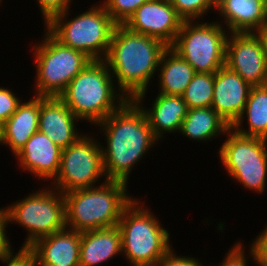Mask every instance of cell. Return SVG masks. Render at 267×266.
Returning <instances> with one entry per match:
<instances>
[{
	"label": "cell",
	"instance_id": "cell-14",
	"mask_svg": "<svg viewBox=\"0 0 267 266\" xmlns=\"http://www.w3.org/2000/svg\"><path fill=\"white\" fill-rule=\"evenodd\" d=\"M80 121L59 97H40L39 129L59 148L66 149L85 133L78 132Z\"/></svg>",
	"mask_w": 267,
	"mask_h": 266
},
{
	"label": "cell",
	"instance_id": "cell-27",
	"mask_svg": "<svg viewBox=\"0 0 267 266\" xmlns=\"http://www.w3.org/2000/svg\"><path fill=\"white\" fill-rule=\"evenodd\" d=\"M149 0H104L106 11L117 25H124L136 9Z\"/></svg>",
	"mask_w": 267,
	"mask_h": 266
},
{
	"label": "cell",
	"instance_id": "cell-31",
	"mask_svg": "<svg viewBox=\"0 0 267 266\" xmlns=\"http://www.w3.org/2000/svg\"><path fill=\"white\" fill-rule=\"evenodd\" d=\"M40 13L42 14L43 24L54 15L70 9L72 0H36Z\"/></svg>",
	"mask_w": 267,
	"mask_h": 266
},
{
	"label": "cell",
	"instance_id": "cell-6",
	"mask_svg": "<svg viewBox=\"0 0 267 266\" xmlns=\"http://www.w3.org/2000/svg\"><path fill=\"white\" fill-rule=\"evenodd\" d=\"M90 7L70 19L71 9L60 12L51 17L44 27L63 45L84 52L92 60H104L117 24L102 3Z\"/></svg>",
	"mask_w": 267,
	"mask_h": 266
},
{
	"label": "cell",
	"instance_id": "cell-23",
	"mask_svg": "<svg viewBox=\"0 0 267 266\" xmlns=\"http://www.w3.org/2000/svg\"><path fill=\"white\" fill-rule=\"evenodd\" d=\"M196 74L195 69L171 47L162 55L158 68V93L181 96Z\"/></svg>",
	"mask_w": 267,
	"mask_h": 266
},
{
	"label": "cell",
	"instance_id": "cell-15",
	"mask_svg": "<svg viewBox=\"0 0 267 266\" xmlns=\"http://www.w3.org/2000/svg\"><path fill=\"white\" fill-rule=\"evenodd\" d=\"M251 87L240 75L225 65L214 73L211 107L230 127L245 109Z\"/></svg>",
	"mask_w": 267,
	"mask_h": 266
},
{
	"label": "cell",
	"instance_id": "cell-22",
	"mask_svg": "<svg viewBox=\"0 0 267 266\" xmlns=\"http://www.w3.org/2000/svg\"><path fill=\"white\" fill-rule=\"evenodd\" d=\"M231 127L212 107L188 109L179 133L201 143L213 141L224 135Z\"/></svg>",
	"mask_w": 267,
	"mask_h": 266
},
{
	"label": "cell",
	"instance_id": "cell-16",
	"mask_svg": "<svg viewBox=\"0 0 267 266\" xmlns=\"http://www.w3.org/2000/svg\"><path fill=\"white\" fill-rule=\"evenodd\" d=\"M81 232L65 227L36 240L27 249L37 266H80Z\"/></svg>",
	"mask_w": 267,
	"mask_h": 266
},
{
	"label": "cell",
	"instance_id": "cell-33",
	"mask_svg": "<svg viewBox=\"0 0 267 266\" xmlns=\"http://www.w3.org/2000/svg\"><path fill=\"white\" fill-rule=\"evenodd\" d=\"M251 245L255 248L258 258V266H267V225Z\"/></svg>",
	"mask_w": 267,
	"mask_h": 266
},
{
	"label": "cell",
	"instance_id": "cell-32",
	"mask_svg": "<svg viewBox=\"0 0 267 266\" xmlns=\"http://www.w3.org/2000/svg\"><path fill=\"white\" fill-rule=\"evenodd\" d=\"M199 258L177 255L173 247L157 262L156 266H204Z\"/></svg>",
	"mask_w": 267,
	"mask_h": 266
},
{
	"label": "cell",
	"instance_id": "cell-36",
	"mask_svg": "<svg viewBox=\"0 0 267 266\" xmlns=\"http://www.w3.org/2000/svg\"><path fill=\"white\" fill-rule=\"evenodd\" d=\"M265 6L267 7V0H263Z\"/></svg>",
	"mask_w": 267,
	"mask_h": 266
},
{
	"label": "cell",
	"instance_id": "cell-30",
	"mask_svg": "<svg viewBox=\"0 0 267 266\" xmlns=\"http://www.w3.org/2000/svg\"><path fill=\"white\" fill-rule=\"evenodd\" d=\"M0 262L5 266H37L34 255L27 248H20L15 253L10 247L6 252L0 254Z\"/></svg>",
	"mask_w": 267,
	"mask_h": 266
},
{
	"label": "cell",
	"instance_id": "cell-4",
	"mask_svg": "<svg viewBox=\"0 0 267 266\" xmlns=\"http://www.w3.org/2000/svg\"><path fill=\"white\" fill-rule=\"evenodd\" d=\"M127 185L107 180L64 193L66 227L84 232L117 226L123 210L134 199Z\"/></svg>",
	"mask_w": 267,
	"mask_h": 266
},
{
	"label": "cell",
	"instance_id": "cell-11",
	"mask_svg": "<svg viewBox=\"0 0 267 266\" xmlns=\"http://www.w3.org/2000/svg\"><path fill=\"white\" fill-rule=\"evenodd\" d=\"M97 140L93 134H85L77 142L62 150L60 168L51 187L64 194L77 189L95 187L100 183L101 177L103 182L108 180L103 167L101 147L103 143Z\"/></svg>",
	"mask_w": 267,
	"mask_h": 266
},
{
	"label": "cell",
	"instance_id": "cell-17",
	"mask_svg": "<svg viewBox=\"0 0 267 266\" xmlns=\"http://www.w3.org/2000/svg\"><path fill=\"white\" fill-rule=\"evenodd\" d=\"M62 149L50 140L47 135L36 132L26 145L15 155L19 169L26 170L38 180L44 182L55 179L60 168ZM48 179V180H47Z\"/></svg>",
	"mask_w": 267,
	"mask_h": 266
},
{
	"label": "cell",
	"instance_id": "cell-21",
	"mask_svg": "<svg viewBox=\"0 0 267 266\" xmlns=\"http://www.w3.org/2000/svg\"><path fill=\"white\" fill-rule=\"evenodd\" d=\"M80 266H99L122 255L118 226L81 232Z\"/></svg>",
	"mask_w": 267,
	"mask_h": 266
},
{
	"label": "cell",
	"instance_id": "cell-7",
	"mask_svg": "<svg viewBox=\"0 0 267 266\" xmlns=\"http://www.w3.org/2000/svg\"><path fill=\"white\" fill-rule=\"evenodd\" d=\"M43 30V39L31 47L37 67L34 95L59 97L92 59L82 51L63 45L45 28Z\"/></svg>",
	"mask_w": 267,
	"mask_h": 266
},
{
	"label": "cell",
	"instance_id": "cell-19",
	"mask_svg": "<svg viewBox=\"0 0 267 266\" xmlns=\"http://www.w3.org/2000/svg\"><path fill=\"white\" fill-rule=\"evenodd\" d=\"M25 101L22 100L16 111L0 127V144L9 146L14 156L39 129L40 96L33 95V98Z\"/></svg>",
	"mask_w": 267,
	"mask_h": 266
},
{
	"label": "cell",
	"instance_id": "cell-5",
	"mask_svg": "<svg viewBox=\"0 0 267 266\" xmlns=\"http://www.w3.org/2000/svg\"><path fill=\"white\" fill-rule=\"evenodd\" d=\"M143 203L140 198L133 199L123 210L117 225L122 256L130 266H156L173 247L169 231Z\"/></svg>",
	"mask_w": 267,
	"mask_h": 266
},
{
	"label": "cell",
	"instance_id": "cell-8",
	"mask_svg": "<svg viewBox=\"0 0 267 266\" xmlns=\"http://www.w3.org/2000/svg\"><path fill=\"white\" fill-rule=\"evenodd\" d=\"M6 208V209H5ZM5 229L9 223L24 227L28 233L20 248H28L36 240L66 227L63 193L45 187L3 207Z\"/></svg>",
	"mask_w": 267,
	"mask_h": 266
},
{
	"label": "cell",
	"instance_id": "cell-26",
	"mask_svg": "<svg viewBox=\"0 0 267 266\" xmlns=\"http://www.w3.org/2000/svg\"><path fill=\"white\" fill-rule=\"evenodd\" d=\"M177 14L184 21L204 19L210 10L216 11L218 0H170ZM214 7V8H213Z\"/></svg>",
	"mask_w": 267,
	"mask_h": 266
},
{
	"label": "cell",
	"instance_id": "cell-18",
	"mask_svg": "<svg viewBox=\"0 0 267 266\" xmlns=\"http://www.w3.org/2000/svg\"><path fill=\"white\" fill-rule=\"evenodd\" d=\"M152 107H144L143 99H133L144 111L154 137L162 142L164 134L178 133L187 115V105L182 96L157 93ZM154 102V103H153Z\"/></svg>",
	"mask_w": 267,
	"mask_h": 266
},
{
	"label": "cell",
	"instance_id": "cell-35",
	"mask_svg": "<svg viewBox=\"0 0 267 266\" xmlns=\"http://www.w3.org/2000/svg\"><path fill=\"white\" fill-rule=\"evenodd\" d=\"M255 33L261 39V43L263 45V49L267 58V22L261 28H259Z\"/></svg>",
	"mask_w": 267,
	"mask_h": 266
},
{
	"label": "cell",
	"instance_id": "cell-3",
	"mask_svg": "<svg viewBox=\"0 0 267 266\" xmlns=\"http://www.w3.org/2000/svg\"><path fill=\"white\" fill-rule=\"evenodd\" d=\"M115 83L105 61L92 60L59 98L81 123L84 120L95 126L128 100Z\"/></svg>",
	"mask_w": 267,
	"mask_h": 266
},
{
	"label": "cell",
	"instance_id": "cell-2",
	"mask_svg": "<svg viewBox=\"0 0 267 266\" xmlns=\"http://www.w3.org/2000/svg\"><path fill=\"white\" fill-rule=\"evenodd\" d=\"M168 47L159 39L116 25L104 61L127 99L144 100Z\"/></svg>",
	"mask_w": 267,
	"mask_h": 266
},
{
	"label": "cell",
	"instance_id": "cell-29",
	"mask_svg": "<svg viewBox=\"0 0 267 266\" xmlns=\"http://www.w3.org/2000/svg\"><path fill=\"white\" fill-rule=\"evenodd\" d=\"M9 87H0V127L16 111L17 106L22 102L18 95Z\"/></svg>",
	"mask_w": 267,
	"mask_h": 266
},
{
	"label": "cell",
	"instance_id": "cell-25",
	"mask_svg": "<svg viewBox=\"0 0 267 266\" xmlns=\"http://www.w3.org/2000/svg\"><path fill=\"white\" fill-rule=\"evenodd\" d=\"M214 91V73H196L181 95L187 108L211 107Z\"/></svg>",
	"mask_w": 267,
	"mask_h": 266
},
{
	"label": "cell",
	"instance_id": "cell-24",
	"mask_svg": "<svg viewBox=\"0 0 267 266\" xmlns=\"http://www.w3.org/2000/svg\"><path fill=\"white\" fill-rule=\"evenodd\" d=\"M231 128L240 135L267 139V84L251 87L245 109Z\"/></svg>",
	"mask_w": 267,
	"mask_h": 266
},
{
	"label": "cell",
	"instance_id": "cell-13",
	"mask_svg": "<svg viewBox=\"0 0 267 266\" xmlns=\"http://www.w3.org/2000/svg\"><path fill=\"white\" fill-rule=\"evenodd\" d=\"M183 21L170 0H149L136 9L124 26L133 32L159 39L171 47Z\"/></svg>",
	"mask_w": 267,
	"mask_h": 266
},
{
	"label": "cell",
	"instance_id": "cell-1",
	"mask_svg": "<svg viewBox=\"0 0 267 266\" xmlns=\"http://www.w3.org/2000/svg\"><path fill=\"white\" fill-rule=\"evenodd\" d=\"M103 134V167L106 179L128 183L131 171L147 151L160 144L154 137L144 111L131 99L96 124ZM142 158V159H141Z\"/></svg>",
	"mask_w": 267,
	"mask_h": 266
},
{
	"label": "cell",
	"instance_id": "cell-12",
	"mask_svg": "<svg viewBox=\"0 0 267 266\" xmlns=\"http://www.w3.org/2000/svg\"><path fill=\"white\" fill-rule=\"evenodd\" d=\"M225 66L240 75L250 86L267 84V58L255 32L229 33Z\"/></svg>",
	"mask_w": 267,
	"mask_h": 266
},
{
	"label": "cell",
	"instance_id": "cell-34",
	"mask_svg": "<svg viewBox=\"0 0 267 266\" xmlns=\"http://www.w3.org/2000/svg\"><path fill=\"white\" fill-rule=\"evenodd\" d=\"M5 229V214L3 206L0 208V254L6 252L11 246L9 236Z\"/></svg>",
	"mask_w": 267,
	"mask_h": 266
},
{
	"label": "cell",
	"instance_id": "cell-10",
	"mask_svg": "<svg viewBox=\"0 0 267 266\" xmlns=\"http://www.w3.org/2000/svg\"><path fill=\"white\" fill-rule=\"evenodd\" d=\"M228 35L229 31L218 21H183L171 48L196 73H215L225 65Z\"/></svg>",
	"mask_w": 267,
	"mask_h": 266
},
{
	"label": "cell",
	"instance_id": "cell-20",
	"mask_svg": "<svg viewBox=\"0 0 267 266\" xmlns=\"http://www.w3.org/2000/svg\"><path fill=\"white\" fill-rule=\"evenodd\" d=\"M215 13L229 33L256 32L267 22L263 0H218Z\"/></svg>",
	"mask_w": 267,
	"mask_h": 266
},
{
	"label": "cell",
	"instance_id": "cell-28",
	"mask_svg": "<svg viewBox=\"0 0 267 266\" xmlns=\"http://www.w3.org/2000/svg\"><path fill=\"white\" fill-rule=\"evenodd\" d=\"M240 242L234 243L231 245V248L226 253L225 257L223 258L222 262L217 264L218 266H248V260L252 259L254 264L258 265V258L255 248L250 244L249 248V255L245 252V245ZM247 256V257H246ZM249 256V257H248ZM251 257V258H250ZM216 266V265H215Z\"/></svg>",
	"mask_w": 267,
	"mask_h": 266
},
{
	"label": "cell",
	"instance_id": "cell-9",
	"mask_svg": "<svg viewBox=\"0 0 267 266\" xmlns=\"http://www.w3.org/2000/svg\"><path fill=\"white\" fill-rule=\"evenodd\" d=\"M218 148L222 166L244 189L263 194L267 182V139L240 135L230 128Z\"/></svg>",
	"mask_w": 267,
	"mask_h": 266
}]
</instances>
